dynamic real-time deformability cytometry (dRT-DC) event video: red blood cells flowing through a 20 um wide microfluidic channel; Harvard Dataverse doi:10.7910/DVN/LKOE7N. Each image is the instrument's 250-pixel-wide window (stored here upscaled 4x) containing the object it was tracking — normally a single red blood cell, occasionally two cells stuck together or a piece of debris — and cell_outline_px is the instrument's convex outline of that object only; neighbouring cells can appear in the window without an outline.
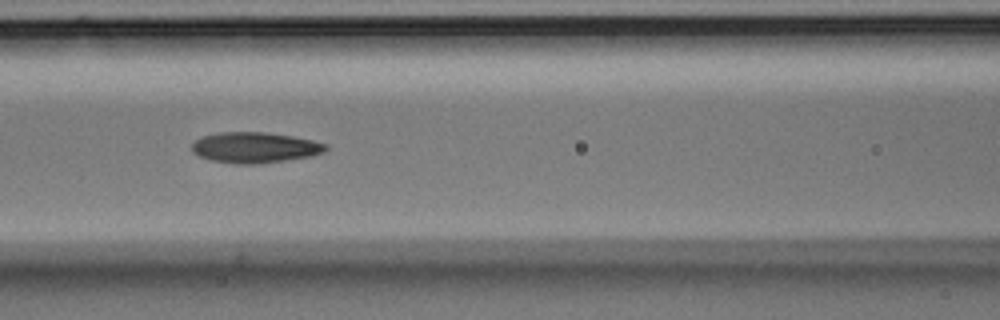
{"species": "Egyptian fruit bat (a non-hibernating species)", "species_latin": "Rousettus aegyptiacus", "temperature_condition": "room temperature", "stored_images_in_passage": 11, "camera_frame_rate_fps": 3000, "um_per_image_px": 0.085, "animal": {"sex": "male"}, "frame": {"image": 1, "passage_image": 4, "time_ms": 1.0, "image_size_px": [1000, 320], "cell_outline_px": [[328, 148], [324, 152], [308, 156], [284, 160], [256, 164], [236, 164], [212, 160], [200, 156], [192, 152], [192, 144], [196, 140], [204, 136], [220, 132], [264, 132], [292, 136], [312, 140], [328, 144]], "centroid_in_image_um": [21.66, 12.53], "position_along_channel_um": 144.9, "area_um2": 23.7}}
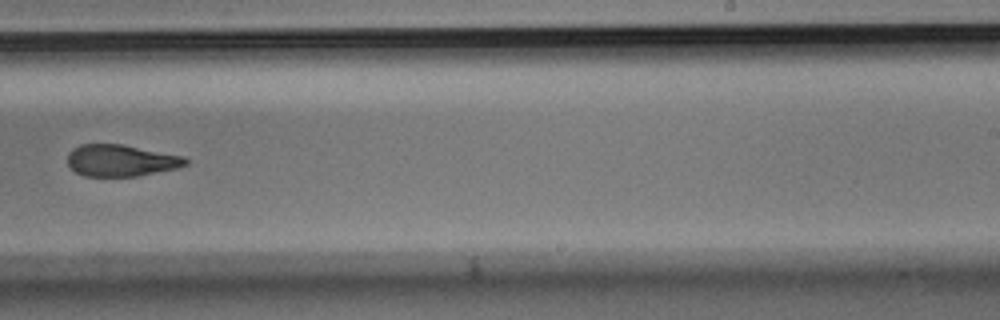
{"frame": {"image": 2, "passage_image": 7, "time_ms": 2.0, "image_size_px": [1000, 320], "cell_outline_px": [[188, 164], [176, 168], [136, 176], [84, 176], [76, 172], [68, 164], [68, 152], [72, 148], [80, 144], [120, 144], [184, 156], [188, 160]], "centroid_in_image_um": [10.26, 13.63], "position_along_channel_um": 278.7, "area_um2": 21.68}}
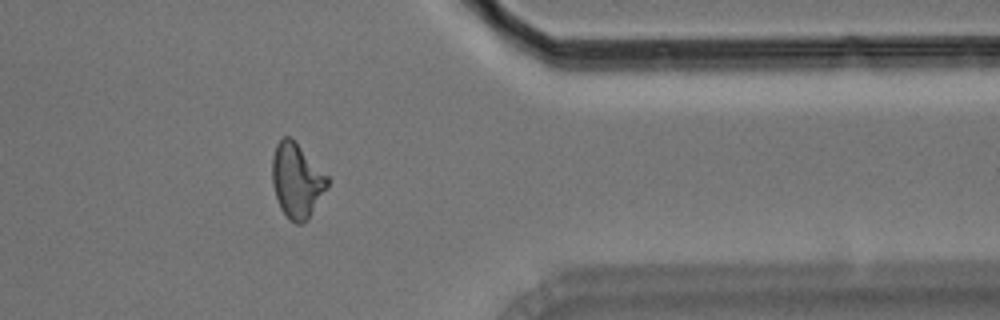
{"frame": {"image": 3, "passage_image": 10, "time_ms": 3.0, "image_size_px": [1000, 320], "cell_outline_px": [[328, 188], [308, 220], [304, 224], [296, 224], [288, 220], [280, 208], [272, 184], [272, 156], [276, 144], [284, 136], [292, 136], [328, 176]], "centroid_in_image_um": [25.23, 15.35], "position_along_channel_um": 386.2, "area_um2": 24.51}}